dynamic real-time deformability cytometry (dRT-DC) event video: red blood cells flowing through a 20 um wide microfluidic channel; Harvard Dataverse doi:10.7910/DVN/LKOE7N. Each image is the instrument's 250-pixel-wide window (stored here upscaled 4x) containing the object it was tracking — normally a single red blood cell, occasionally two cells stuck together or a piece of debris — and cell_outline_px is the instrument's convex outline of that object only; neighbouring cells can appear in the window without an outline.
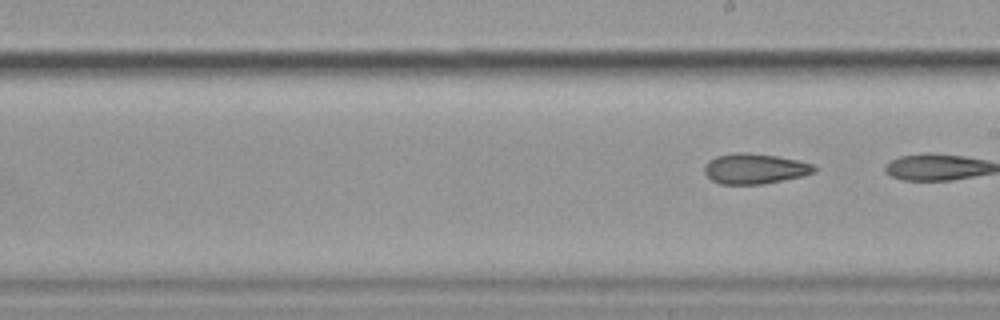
{"species": "common noctule bat (a hibernating species)", "species_latin": "Nyctalus noctula", "temperature_condition": "cold", "stored_images_in_passage": 11, "segment_of_instrument_passage": [2, 2], "camera_frame_rate_fps": 3000, "um_per_image_px": 0.085, "animal": {"sex": "female", "body_mass_g": 19.9}, "frame": {"image": 1, "passage_image": 11, "time_ms": 12.333, "image_size_px": [1000, 320], "cell_outline_px": [[816, 172], [800, 176], [760, 184], [720, 184], [712, 180], [704, 172], [704, 164], [708, 160], [716, 156], [736, 152], [748, 152], [776, 156], [796, 160], [812, 164], [816, 168]], "centroid_in_image_um": [64.1, 14.32], "position_along_channel_um": 224.9, "area_um2": 19.25}}